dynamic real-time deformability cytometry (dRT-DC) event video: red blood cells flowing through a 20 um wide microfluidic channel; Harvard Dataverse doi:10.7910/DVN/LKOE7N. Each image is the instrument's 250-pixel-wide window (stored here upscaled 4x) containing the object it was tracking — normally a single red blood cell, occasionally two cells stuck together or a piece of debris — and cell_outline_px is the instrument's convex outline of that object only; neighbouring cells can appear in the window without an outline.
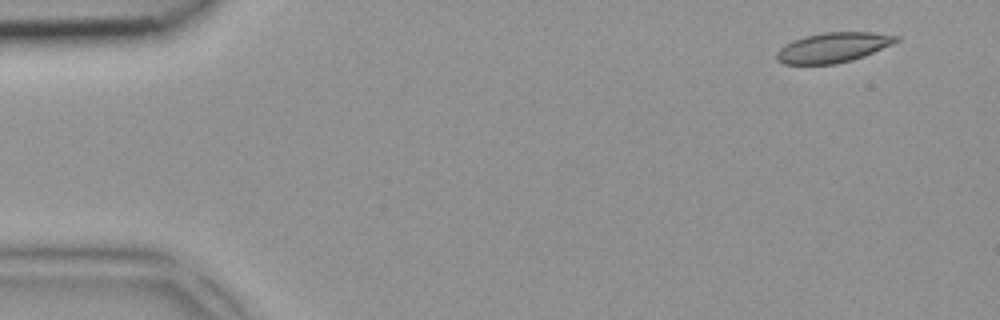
{"species": "common noctule bat (a hibernating species)", "species_latin": "Nyctalus noctula", "temperature_condition": "room temperature", "stored_images_in_passage": 4, "segment_of_instrument_passage": [1, 2], "camera_frame_rate_fps": 3000, "um_per_image_px": 0.085, "animal": {"sex": "female", "body_mass_g": 18.4}, "frame": {"image": 1, "passage_image": 1, "time_ms": 0.0, "image_size_px": [1000, 320], "cell_outline_px": [[900, 40], [892, 44], [864, 56], [852, 60], [836, 64], [784, 64], [776, 60], [776, 52], [784, 44], [792, 40], [804, 36], [824, 32], [872, 32], [900, 36]], "centroid_in_image_um": [70.79, 4.03], "position_along_channel_um": 14.2, "area_um2": 20.98}}
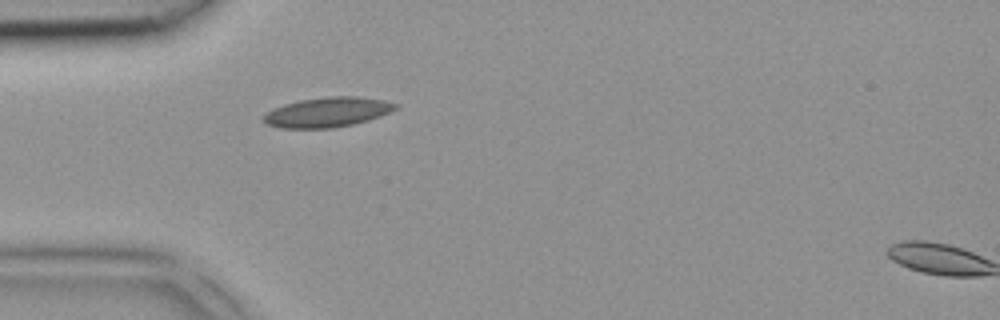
{"frame": {"image": 2, "passage_image": 3, "time_ms": 0.667, "image_size_px": [1000, 320], "cell_outline_px": [[400, 104], [396, 108], [380, 116], [368, 120], [352, 124], [332, 128], [280, 128], [268, 124], [264, 120], [264, 116], [268, 112], [284, 104], [300, 100], [328, 96], [356, 96], [384, 100]], "centroid_in_image_um": [27.87, 9.53], "position_along_channel_um": 57.1, "area_um2": 22.66}}